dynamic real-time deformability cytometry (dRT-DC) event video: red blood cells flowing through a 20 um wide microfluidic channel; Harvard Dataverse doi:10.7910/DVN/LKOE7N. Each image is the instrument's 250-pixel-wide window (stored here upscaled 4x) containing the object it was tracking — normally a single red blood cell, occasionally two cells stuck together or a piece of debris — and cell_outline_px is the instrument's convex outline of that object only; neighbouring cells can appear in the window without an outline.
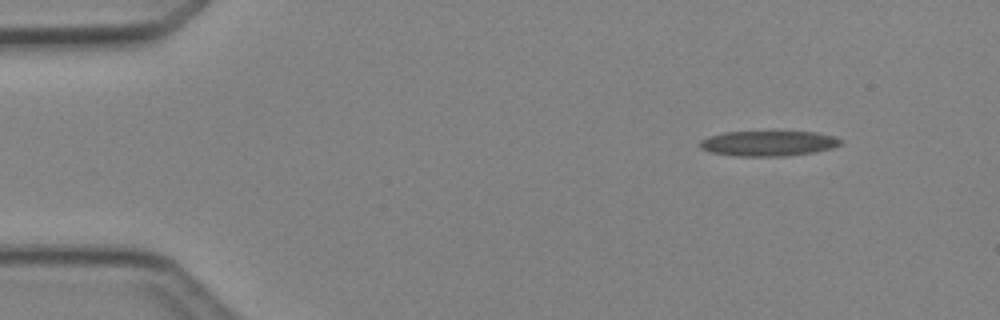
{"species": "Egyptian fruit bat (a non-hibernating species)", "species_latin": "Rousettus aegyptiacus", "temperature_condition": "cold", "stored_images_in_passage": 3, "camera_frame_rate_fps": 3000, "um_per_image_px": 0.085, "animal": {"sex": "female"}, "frame": {"image": 1, "passage_image": 1, "time_ms": 0.0, "image_size_px": [1000, 320], "cell_outline_px": [[840, 144], [832, 148], [816, 152], [788, 156], [736, 156], [712, 152], [700, 148], [700, 140], [724, 132], [816, 132], [832, 136], [840, 140]], "centroid_in_image_um": [65.31, 12.2], "position_along_channel_um": 19.7, "area_um2": 20.46}}